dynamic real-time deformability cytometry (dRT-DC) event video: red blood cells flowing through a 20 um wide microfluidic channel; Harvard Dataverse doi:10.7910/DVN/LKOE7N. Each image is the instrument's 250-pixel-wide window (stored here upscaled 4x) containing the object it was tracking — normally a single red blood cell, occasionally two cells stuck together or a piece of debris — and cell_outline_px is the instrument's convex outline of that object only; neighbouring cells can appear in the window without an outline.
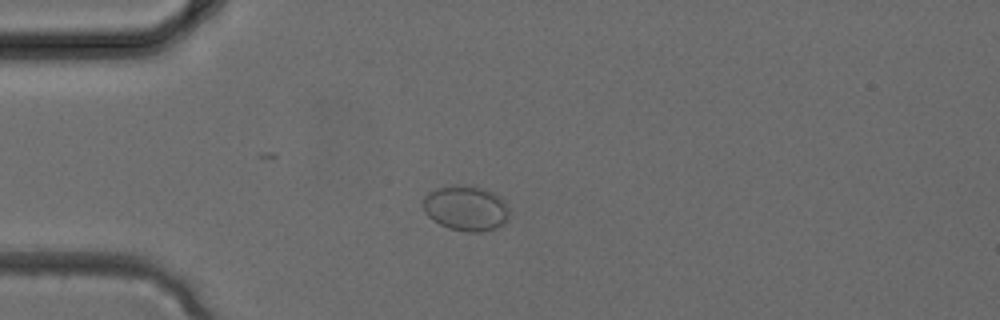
{"species": "common noctule bat (a hibernating species)", "species_latin": "Nyctalus noctula", "temperature_condition": "cold", "stored_images_in_passage": 4, "camera_frame_rate_fps": 3000, "um_per_image_px": 0.085, "animal": {"sex": "female", "body_mass_g": 24.6, "forearm_length_mm": 56.2}, "frame": {"image": 1, "passage_image": 4, "time_ms": 1.0, "image_size_px": [1000, 320], "cell_outline_px": [[508, 220], [504, 224], [496, 228], [480, 232], [464, 232], [448, 228], [432, 220], [424, 212], [420, 204], [424, 196], [428, 192], [436, 188], [452, 184], [476, 184], [500, 196], [504, 200], [508, 208]], "centroid_in_image_um": [39.57, 17.67], "position_along_channel_um": 45.4, "area_um2": 23.52}}